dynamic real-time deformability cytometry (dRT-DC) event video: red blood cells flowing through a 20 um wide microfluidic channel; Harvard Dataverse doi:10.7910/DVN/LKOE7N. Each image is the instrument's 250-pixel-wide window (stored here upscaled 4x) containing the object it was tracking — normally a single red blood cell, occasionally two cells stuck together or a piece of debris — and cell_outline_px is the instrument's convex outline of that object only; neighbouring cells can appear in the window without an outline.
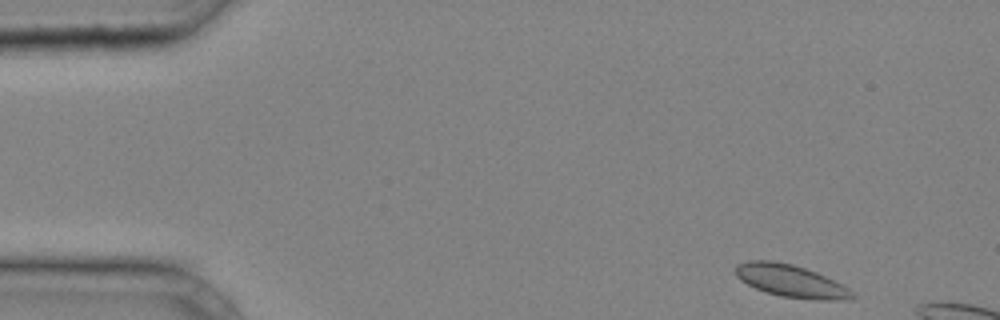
{"species": "common noctule bat (a hibernating species)", "species_latin": "Nyctalus noctula", "temperature_condition": "cold", "stored_images_in_passage": 7, "camera_frame_rate_fps": 3000, "um_per_image_px": 0.085, "animal": {"sex": "male", "body_mass_g": 20.4}, "frame": {"image": 1, "passage_image": 1, "time_ms": 0.0, "image_size_px": [1000, 320], "cell_outline_px": [[856, 296], [836, 300], [820, 300], [780, 296], [764, 292], [740, 280], [736, 276], [736, 264], [748, 260], [772, 260], [792, 264], [816, 272], [848, 288]], "centroid_in_image_um": [67.15, 23.87], "position_along_channel_um": 17.8, "area_um2": 21.73}}